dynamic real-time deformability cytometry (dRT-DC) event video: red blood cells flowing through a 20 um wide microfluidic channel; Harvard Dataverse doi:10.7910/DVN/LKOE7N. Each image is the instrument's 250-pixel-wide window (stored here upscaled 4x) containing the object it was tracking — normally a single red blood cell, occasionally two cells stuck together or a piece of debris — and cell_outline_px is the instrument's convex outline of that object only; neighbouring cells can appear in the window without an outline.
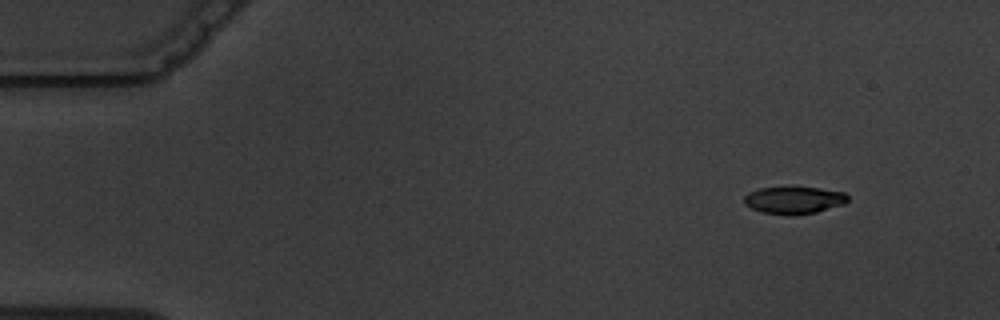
{"species": "common noctule bat (a hibernating species)", "species_latin": "Nyctalus noctula", "temperature_condition": "warm", "stored_images_in_passage": 4, "segment_of_instrument_passage": [1, 2], "camera_frame_rate_fps": 3000, "um_per_image_px": 0.085, "animal": {"sex": "male", "body_mass_g": 19.5, "forearm_length_mm": 54.6}, "frame": {"image": 1, "passage_image": 1, "time_ms": 0.0, "image_size_px": [1000, 320], "cell_outline_px": [[848, 200], [844, 204], [816, 212], [764, 212], [752, 208], [744, 204], [744, 196], [748, 192], [760, 188], [816, 188], [844, 192], [848, 196]], "centroid_in_image_um": [67.5, 16.97], "position_along_channel_um": 17.5, "area_um2": 15.49}}